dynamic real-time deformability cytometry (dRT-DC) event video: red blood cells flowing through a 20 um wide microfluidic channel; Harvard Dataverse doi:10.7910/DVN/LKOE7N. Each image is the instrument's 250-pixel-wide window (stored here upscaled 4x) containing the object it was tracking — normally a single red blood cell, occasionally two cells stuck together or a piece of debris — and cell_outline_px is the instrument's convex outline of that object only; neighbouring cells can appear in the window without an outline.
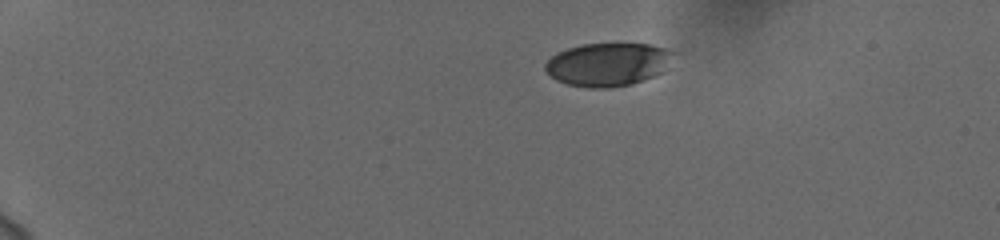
{"species": "human", "species_latin": "Homo sapiens", "temperature_condition": "cold", "stored_images_in_passage": 46, "camera_frame_rate_fps": 3000, "um_per_image_px": 0.085, "donor": {"sex": "female"}, "frame": {"image": 1, "passage_image": 1, "time_ms": 0.0, "image_size_px": [1000, 240], "cell_outline_px": [[676, 52], [664, 72], [632, 84], [608, 88], [592, 88], [568, 84], [556, 80], [544, 68], [544, 64], [556, 52], [568, 48], [584, 44], [648, 44], [664, 48]], "centroid_in_image_um": [51.69, 5.47], "position_along_channel_um": 33.3, "area_um2": 32.25}}
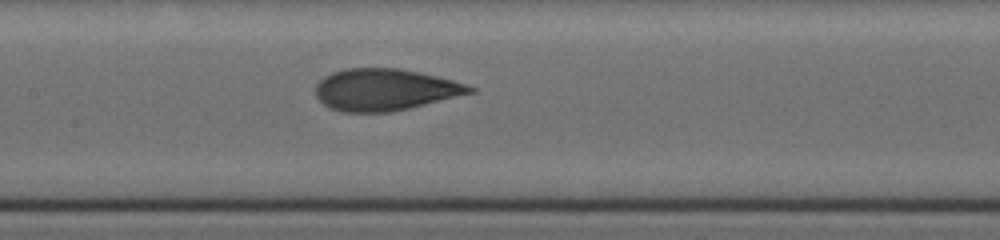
{"frame": {"image": 2, "passage_image": 20, "time_ms": 6.333, "image_size_px": [1000, 240], "cell_outline_px": [[476, 92], [408, 108], [388, 112], [344, 112], [328, 108], [316, 96], [316, 84], [324, 76], [332, 72], [344, 68], [400, 68], [436, 76], [468, 84], [476, 88]], "centroid_in_image_um": [32.71, 7.61], "position_along_channel_um": 174.7, "area_um2": 37.51}}
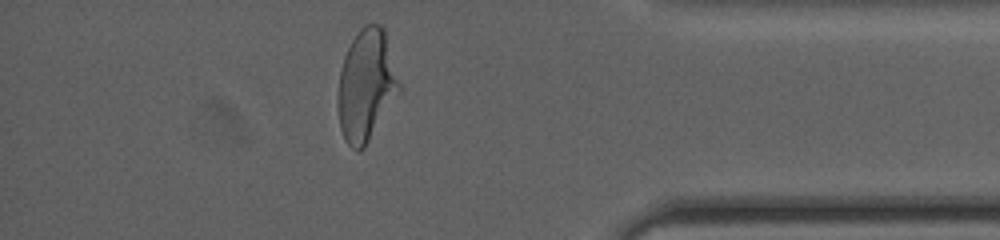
{"frame": {"image": 3, "passage_image": 40, "time_ms": 13.0, "image_size_px": [1000, 240], "cell_outline_px": [[400, 92], [364, 148], [356, 152], [344, 140], [340, 128], [336, 104], [336, 100], [340, 68], [344, 56], [352, 40], [360, 28], [364, 24], [380, 24], [384, 28], [400, 84]], "centroid_in_image_um": [31.1, 7.27], "position_along_channel_um": 404.1, "area_um2": 40.06}, "authors_computed_cell_mechanics": {"area_um2": 37.3099, "velocity_mm_per_s": 3.7472, "shape_relaxation_time_tau1_ms": 5.2165, "shape_relaxation_time_tau2_ms": 0.8309, "deformation_change_tau1": 0.1918, "deformation_change_tau2": 0.0644}}